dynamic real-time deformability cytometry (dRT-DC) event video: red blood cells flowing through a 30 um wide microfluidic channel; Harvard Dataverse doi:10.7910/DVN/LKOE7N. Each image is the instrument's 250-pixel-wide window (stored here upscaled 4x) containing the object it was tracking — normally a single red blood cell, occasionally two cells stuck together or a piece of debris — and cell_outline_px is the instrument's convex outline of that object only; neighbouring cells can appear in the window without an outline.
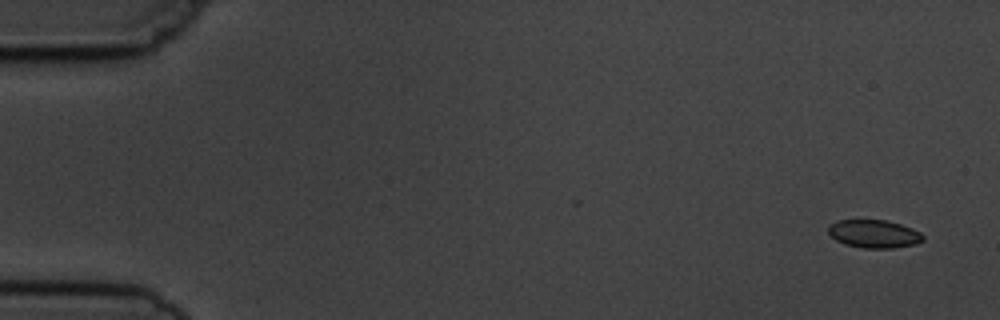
{"species": "common noctule bat (a hibernating species)", "species_latin": "Nyctalus noctula", "temperature_condition": "cold", "stored_images_in_passage": 7, "camera_frame_rate_fps": 3000, "um_per_image_px": 0.085, "animal": {"sex": "male", "body_mass_g": 19.5, "forearm_length_mm": 54.6}, "frame": {"image": 1, "passage_image": 1, "time_ms": 0.0, "image_size_px": [1000, 320], "cell_outline_px": [[924, 240], [916, 244], [892, 248], [864, 248], [844, 244], [836, 240], [828, 232], [828, 224], [836, 220], [888, 220], [912, 228], [920, 232], [924, 236]], "centroid_in_image_um": [74.29, 19.87], "position_along_channel_um": 10.7, "area_um2": 15.61}}
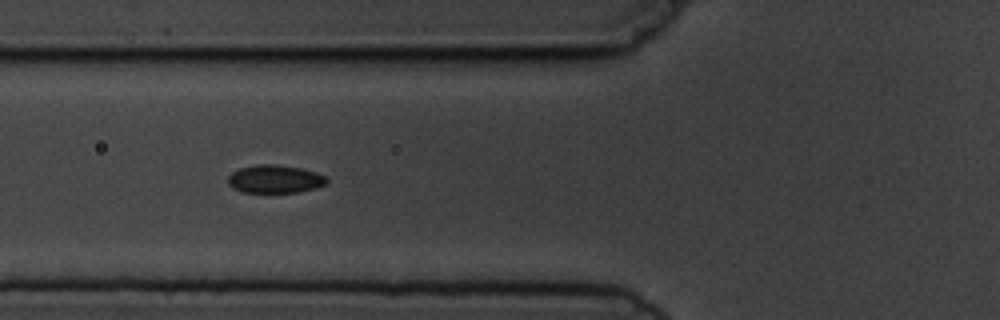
{"frame": {"image": 2, "passage_image": 6, "time_ms": 6.0, "image_size_px": [1000, 320], "cell_outline_px": [[328, 184], [316, 188], [296, 192], [244, 192], [232, 188], [228, 184], [228, 176], [232, 172], [240, 168], [256, 164], [276, 164], [300, 168], [316, 172], [324, 176], [328, 180]], "centroid_in_image_um": [23.36, 15.21], "position_along_channel_um": 102.4, "area_um2": 16.18}}
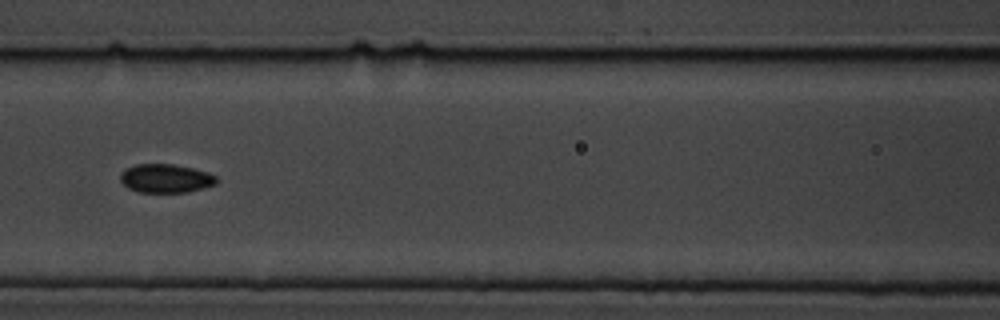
{"frame": {"image": 3, "passage_image": 7, "time_ms": 7.333, "image_size_px": [1000, 320], "cell_outline_px": [[220, 180], [216, 184], [204, 188], [188, 192], [140, 192], [128, 188], [120, 180], [120, 172], [124, 168], [136, 164], [172, 164], [192, 168], [208, 172], [216, 176]], "centroid_in_image_um": [14.1, 15.16], "position_along_channel_um": 152.5, "area_um2": 16.24}}